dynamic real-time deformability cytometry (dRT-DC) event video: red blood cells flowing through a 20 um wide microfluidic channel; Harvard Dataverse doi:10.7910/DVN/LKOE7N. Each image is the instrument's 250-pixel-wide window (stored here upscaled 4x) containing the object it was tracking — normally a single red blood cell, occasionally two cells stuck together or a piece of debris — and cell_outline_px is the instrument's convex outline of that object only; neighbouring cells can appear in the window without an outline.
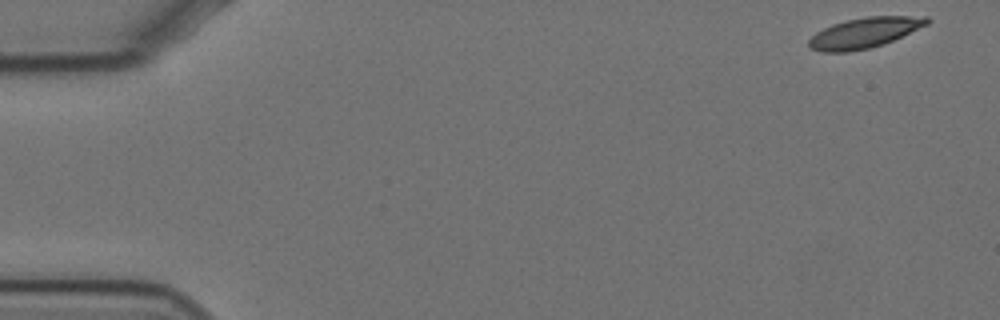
{"species": "Egyptian fruit bat (a non-hibernating species)", "species_latin": "Rousettus aegyptiacus", "temperature_condition": "cold", "stored_images_in_passage": 11, "camera_frame_rate_fps": 3000, "um_per_image_px": 0.085, "animal": {"sex": "female"}, "frame": {"image": 1, "passage_image": 1, "time_ms": 0.0, "image_size_px": [1000, 320], "cell_outline_px": [[932, 20], [928, 24], [884, 44], [868, 48], [848, 52], [820, 52], [812, 48], [808, 44], [808, 40], [816, 32], [832, 24], [848, 20], [868, 16], [928, 16]], "centroid_in_image_um": [73.49, 2.78], "position_along_channel_um": 11.5, "area_um2": 20.81}}